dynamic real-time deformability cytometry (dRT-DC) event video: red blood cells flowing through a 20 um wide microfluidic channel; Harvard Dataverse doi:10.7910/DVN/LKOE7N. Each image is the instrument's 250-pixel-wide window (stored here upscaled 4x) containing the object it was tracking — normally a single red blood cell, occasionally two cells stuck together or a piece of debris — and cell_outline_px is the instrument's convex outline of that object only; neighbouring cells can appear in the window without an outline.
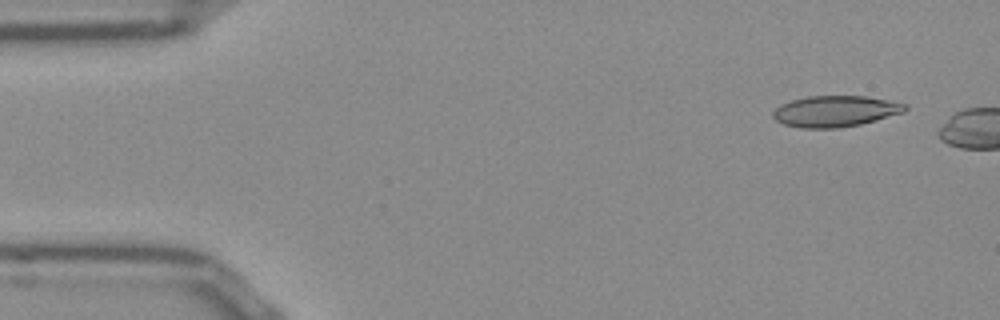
{"species": "Egyptian fruit bat (a non-hibernating species)", "species_latin": "Rousettus aegyptiacus", "temperature_condition": "room temperature", "stored_images_in_passage": 11, "camera_frame_rate_fps": 3000, "um_per_image_px": 0.085, "frame": {"image": 1, "passage_image": 1, "time_ms": 0.0, "image_size_px": [1000, 320], "cell_outline_px": [[908, 108], [904, 112], [876, 120], [860, 124], [836, 128], [800, 128], [784, 124], [776, 120], [772, 116], [772, 112], [780, 104], [792, 100], [808, 96], [864, 96], [908, 104]], "centroid_in_image_um": [70.98, 9.45], "position_along_channel_um": 14.0, "area_um2": 23.87}}